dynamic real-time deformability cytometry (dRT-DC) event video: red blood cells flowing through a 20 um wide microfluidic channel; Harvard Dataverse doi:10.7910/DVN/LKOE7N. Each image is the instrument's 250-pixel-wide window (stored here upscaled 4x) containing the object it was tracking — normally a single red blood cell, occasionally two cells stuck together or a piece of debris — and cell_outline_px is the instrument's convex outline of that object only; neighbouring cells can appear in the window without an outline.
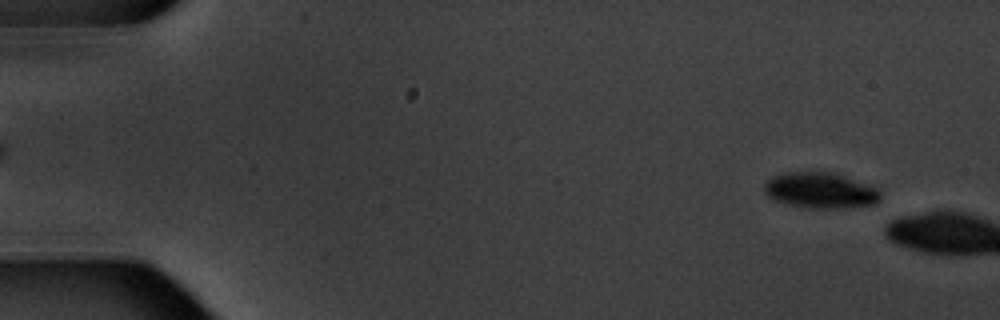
{"species": "common noctule bat (a hibernating species)", "species_latin": "Nyctalus noctula", "temperature_condition": "warm", "stored_images_in_passage": 2, "camera_frame_rate_fps": 3000, "um_per_image_px": 0.085, "animal": {"sex": "male", "body_mass_g": 20.1, "forearm_length_mm": 53.5}, "frame": {"image": 1, "passage_image": 1, "time_ms": 0.0, "image_size_px": [1000, 320], "cell_outline_px": [[880, 200], [876, 204], [840, 208], [808, 208], [788, 204], [772, 200], [764, 192], [764, 184], [772, 176], [784, 172], [828, 172], [876, 188], [880, 192]], "centroid_in_image_um": [69.67, 16.2], "position_along_channel_um": 15.3, "area_um2": 23.87}}